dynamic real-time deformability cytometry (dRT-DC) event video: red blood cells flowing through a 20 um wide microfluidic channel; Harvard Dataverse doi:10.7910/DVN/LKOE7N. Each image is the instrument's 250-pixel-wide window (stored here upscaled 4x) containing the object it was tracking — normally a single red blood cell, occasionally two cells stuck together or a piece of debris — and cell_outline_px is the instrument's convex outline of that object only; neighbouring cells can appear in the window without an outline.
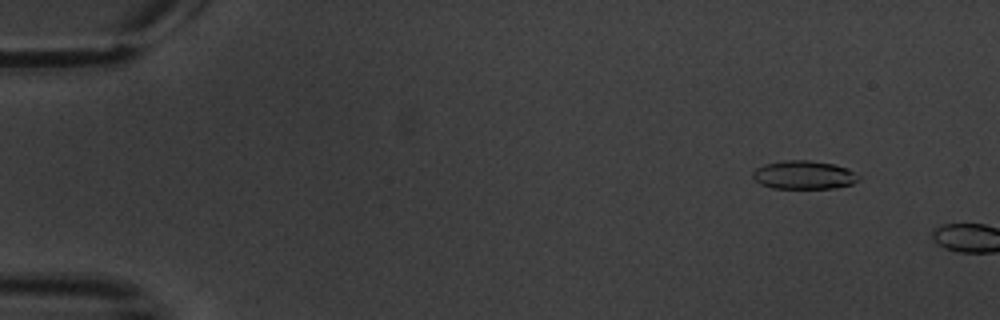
{"species": "common noctule bat (a hibernating species)", "species_latin": "Nyctalus noctula", "temperature_condition": "warm", "stored_images_in_passage": 3, "camera_frame_rate_fps": 3000, "um_per_image_px": 0.085, "animal": {"sex": "male", "body_mass_g": 20.1, "forearm_length_mm": 53.5}, "frame": {"image": 1, "passage_image": 2, "time_ms": 1.0, "image_size_px": [1000, 320], "cell_outline_px": [[860, 180], [852, 184], [836, 188], [772, 188], [760, 184], [752, 176], [752, 172], [756, 168], [764, 164], [784, 160], [808, 160], [832, 164], [848, 168], [860, 176]], "centroid_in_image_um": [68.34, 14.87], "position_along_channel_um": 16.7, "area_um2": 17.63}}